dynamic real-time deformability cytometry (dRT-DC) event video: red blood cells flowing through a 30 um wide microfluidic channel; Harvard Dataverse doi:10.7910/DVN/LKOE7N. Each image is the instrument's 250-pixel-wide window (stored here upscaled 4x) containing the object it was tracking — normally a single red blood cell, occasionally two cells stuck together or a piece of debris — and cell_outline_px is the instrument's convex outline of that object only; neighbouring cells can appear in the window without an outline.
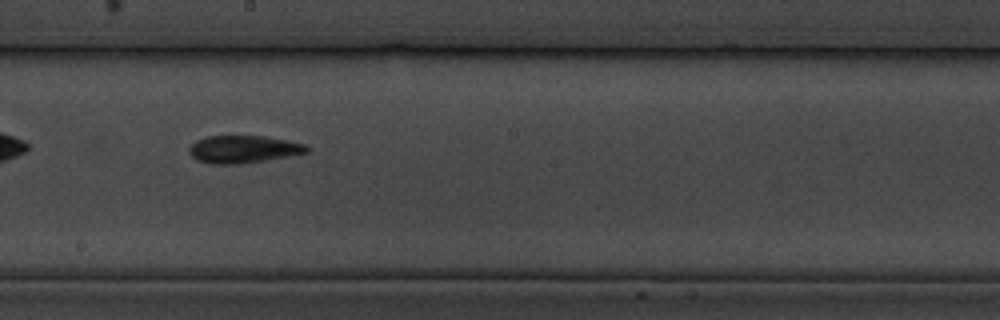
{"species": "common noctule bat (a hibernating species)", "species_latin": "Nyctalus noctula", "temperature_condition": "cold", "stored_images_in_passage": 11, "camera_frame_rate_fps": 3000, "um_per_image_px": 0.085, "animal": {"sex": "male", "body_mass_g": 19.5, "forearm_length_mm": 54.6}, "frame": {"image": 1, "passage_image": 10, "time_ms": 11.333, "image_size_px": [1000, 320], "cell_outline_px": [[308, 152], [288, 156], [244, 164], [212, 164], [196, 160], [188, 152], [188, 148], [196, 140], [208, 136], [264, 136], [288, 140], [308, 144]], "centroid_in_image_um": [20.68, 12.69], "position_along_channel_um": 227.5, "area_um2": 19.02}}
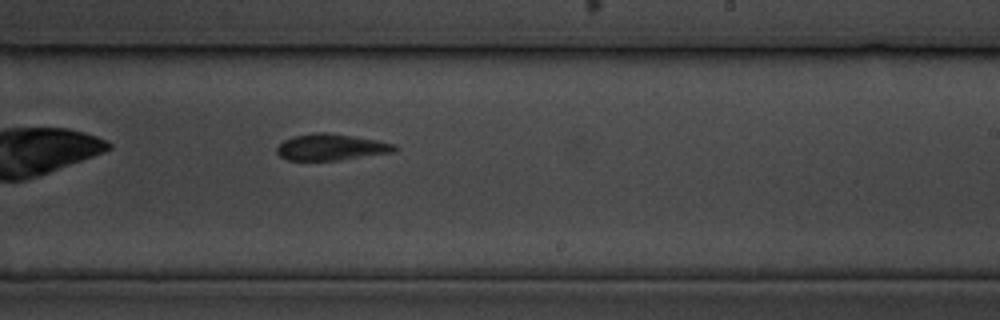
{"frame": {"image": 2, "passage_image": 11, "time_ms": 12.333, "image_size_px": [1000, 320], "cell_outline_px": [[400, 148], [396, 152], [340, 160], [288, 160], [280, 156], [276, 152], [276, 148], [284, 140], [292, 136], [312, 132], [328, 132], [376, 140], [396, 144]], "centroid_in_image_um": [28.17, 12.5], "position_along_channel_um": 260.8, "area_um2": 18.32}}